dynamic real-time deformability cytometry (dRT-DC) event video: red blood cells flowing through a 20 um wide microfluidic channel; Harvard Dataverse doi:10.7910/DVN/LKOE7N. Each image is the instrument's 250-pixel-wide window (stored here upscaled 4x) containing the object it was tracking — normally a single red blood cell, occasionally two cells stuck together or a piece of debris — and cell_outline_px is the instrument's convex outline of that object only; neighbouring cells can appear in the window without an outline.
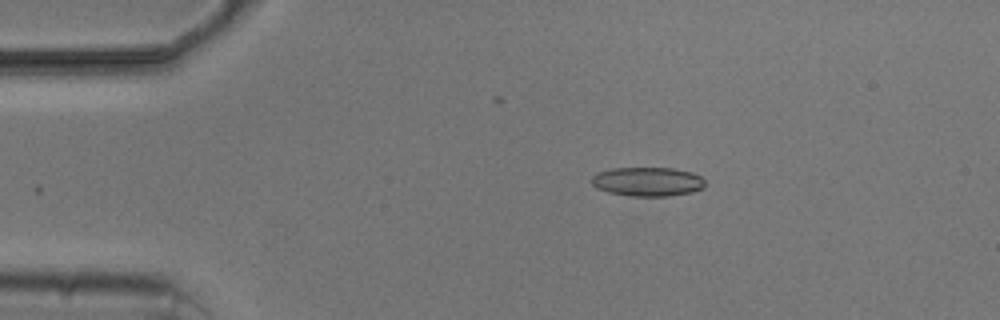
{"species": "common noctule bat (a hibernating species)", "species_latin": "Nyctalus noctula", "temperature_condition": "cold", "stored_images_in_passage": 4, "camera_frame_rate_fps": 3000, "um_per_image_px": 0.085, "animal": {"sex": "male", "body_mass_g": 20.5, "forearm_length_mm": 52.5}, "frame": {"image": 1, "passage_image": 3, "time_ms": 2.333, "image_size_px": [1000, 320], "cell_outline_px": [[704, 188], [692, 192], [668, 196], [632, 196], [608, 192], [596, 188], [592, 184], [592, 176], [596, 172], [612, 168], [672, 168], [692, 172], [700, 176], [704, 180]], "centroid_in_image_um": [55.03, 15.44], "position_along_channel_um": 30.0, "area_um2": 19.31}}